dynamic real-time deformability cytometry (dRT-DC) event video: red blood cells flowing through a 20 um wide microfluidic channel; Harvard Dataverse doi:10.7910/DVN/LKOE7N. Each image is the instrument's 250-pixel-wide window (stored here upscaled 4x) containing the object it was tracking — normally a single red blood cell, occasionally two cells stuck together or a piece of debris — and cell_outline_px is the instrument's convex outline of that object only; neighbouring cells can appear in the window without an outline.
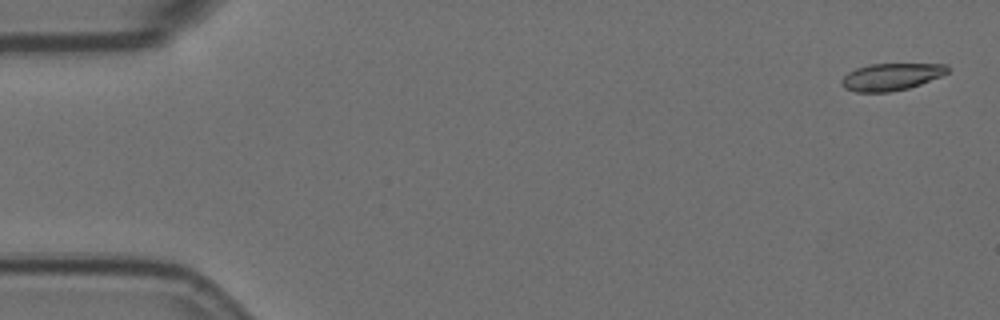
{"species": "Egyptian fruit bat (a non-hibernating species)", "species_latin": "Rousettus aegyptiacus", "temperature_condition": "room temperature", "stored_images_in_passage": 5, "segment_of_instrument_passage": [2, 2], "camera_frame_rate_fps": 3000, "um_per_image_px": 0.085, "animal": {"sex": "female"}, "frame": {"image": 1, "passage_image": 5, "time_ms": 1.333, "image_size_px": [1000, 320], "cell_outline_px": [[948, 72], [940, 76], [920, 84], [908, 88], [888, 92], [856, 92], [844, 88], [840, 84], [840, 80], [848, 72], [856, 68], [872, 64], [948, 64]], "centroid_in_image_um": [75.71, 6.53], "position_along_channel_um": 9.3, "area_um2": 16.65}}